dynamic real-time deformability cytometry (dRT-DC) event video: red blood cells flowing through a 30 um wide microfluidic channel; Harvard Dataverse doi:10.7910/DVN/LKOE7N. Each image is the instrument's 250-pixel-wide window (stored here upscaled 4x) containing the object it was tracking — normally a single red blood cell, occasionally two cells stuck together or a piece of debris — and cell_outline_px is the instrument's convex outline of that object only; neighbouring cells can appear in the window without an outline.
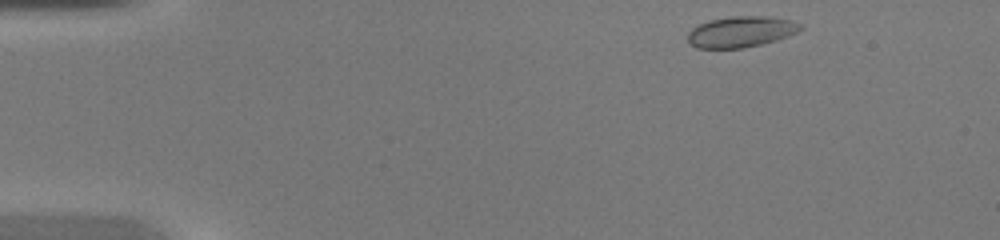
{"species": "common noctule bat (a hibernating species)", "species_latin": "Nyctalus noctula", "temperature_condition": "warm", "stored_images_in_passage": 42, "camera_frame_rate_fps": 3000, "um_per_image_px": 0.085, "animal": {"sex": "female", "body_mass_g": 20.0, "forearm_length_mm": 54.0}, "frame": {"image": 1, "passage_image": 1, "time_ms": 0.0, "image_size_px": [1000, 240], "cell_outline_px": [[804, 28], [788, 36], [764, 44], [744, 48], [696, 48], [688, 44], [688, 32], [692, 28], [708, 20], [732, 16], [768, 16], [788, 20], [804, 24]], "centroid_in_image_um": [62.98, 2.7], "position_along_channel_um": 22.0, "area_um2": 20.52}}
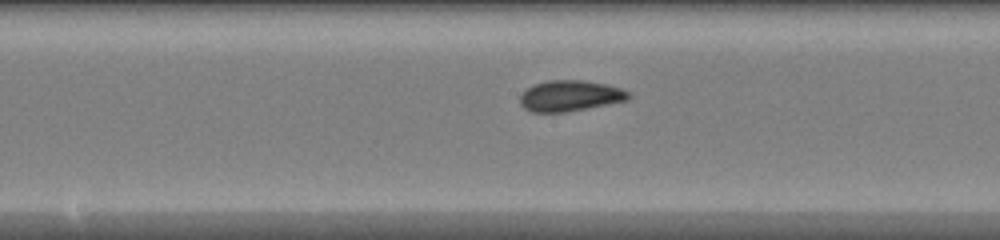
{"frame": {"image": 2, "passage_image": 20, "time_ms": 6.333, "image_size_px": [1000, 240], "cell_outline_px": [[632, 96], [628, 100], [588, 108], [564, 112], [532, 112], [524, 108], [520, 104], [520, 96], [532, 84], [548, 80], [580, 80], [604, 84], [620, 88], [628, 92]], "centroid_in_image_um": [48.44, 8.15], "position_along_channel_um": 199.8, "area_um2": 19.42}}
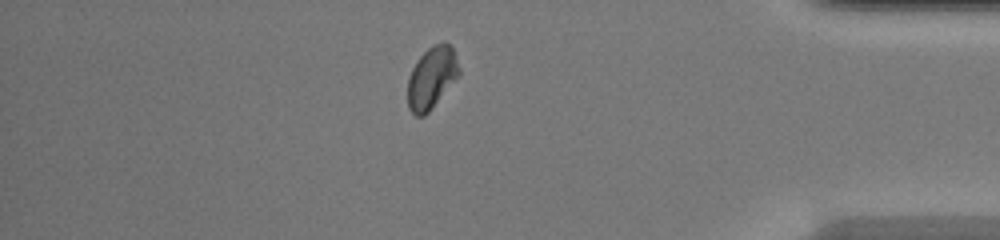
{"frame": {"image": 3, "passage_image": 36, "time_ms": 11.667, "image_size_px": [1000, 240], "cell_outline_px": [[460, 76], [428, 112], [424, 116], [416, 116], [408, 108], [408, 76], [416, 60], [432, 44], [448, 44], [452, 48], [456, 56], [460, 68]], "centroid_in_image_um": [36.69, 6.62], "position_along_channel_um": 398.5, "area_um2": 18.55}, "authors_computed_cell_mechanics": {"area_um2": 19.363, "velocity_mm_per_s": 4.3157, "shape_relaxation_time_tau1_ms": 5.852, "shape_relaxation_time_tau2_ms": null, "deformation_change_tau1": 0.1339, "deformation_change_tau2": null}}